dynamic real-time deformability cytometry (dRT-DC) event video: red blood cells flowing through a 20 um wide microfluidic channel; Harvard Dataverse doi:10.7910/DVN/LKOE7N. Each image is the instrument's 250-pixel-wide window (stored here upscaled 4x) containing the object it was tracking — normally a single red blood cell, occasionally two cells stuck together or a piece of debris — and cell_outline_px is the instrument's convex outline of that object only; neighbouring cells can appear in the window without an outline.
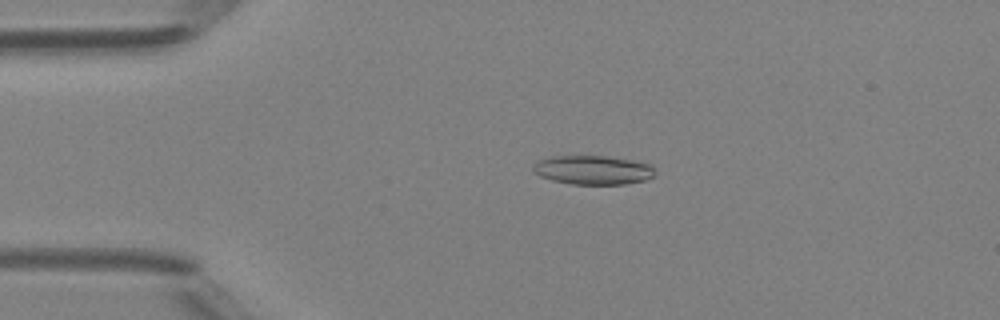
{"species": "Egyptian fruit bat (a non-hibernating species)", "species_latin": "Rousettus aegyptiacus", "temperature_condition": "room temperature", "stored_images_in_passage": 43, "camera_frame_rate_fps": 3000, "um_per_image_px": 0.085, "animal": {"sex": "female"}, "frame": {"image": 1, "passage_image": 11, "time_ms": 3.333, "image_size_px": [1000, 320], "cell_outline_px": [[656, 176], [644, 180], [624, 184], [572, 184], [552, 180], [540, 176], [532, 168], [532, 164], [536, 160], [548, 156], [608, 156], [632, 160], [648, 164], [656, 172]], "centroid_in_image_um": [50.37, 14.44], "position_along_channel_um": 34.6, "area_um2": 20.69}}
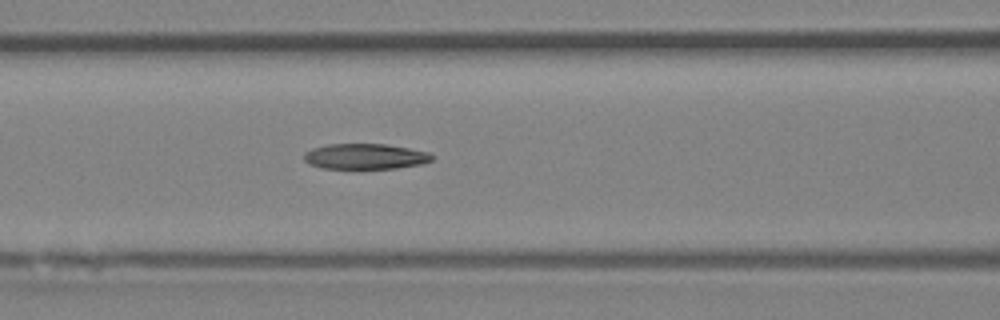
{"frame": {"image": 2, "passage_image": 21, "time_ms": 6.667, "image_size_px": [1000, 320], "cell_outline_px": [[436, 156], [432, 160], [424, 164], [396, 168], [320, 168], [308, 164], [304, 160], [304, 152], [312, 148], [328, 144], [384, 144], [408, 148], [428, 152]], "centroid_in_image_um": [31.05, 13.3], "position_along_channel_um": 135.6, "area_um2": 19.13}}
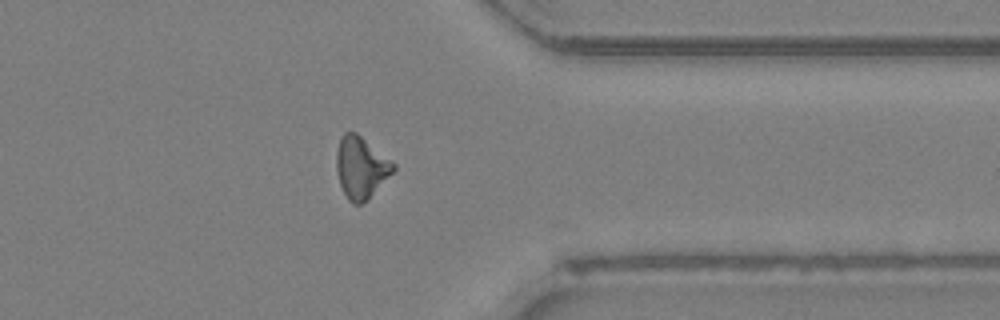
{"frame": {"image": 3, "passage_image": 39, "time_ms": 12.667, "image_size_px": [1000, 320], "cell_outline_px": [[396, 168], [360, 204], [352, 204], [348, 200], [340, 184], [336, 168], [336, 152], [340, 136], [344, 132], [356, 132], [392, 160], [396, 164]], "centroid_in_image_um": [30.65, 14.18], "position_along_channel_um": 380.8, "area_um2": 20.06}, "authors_computed_cell_mechanics": {"area_um2": 20.0566, "velocity_mm_per_s": 4.2311, "shape_relaxation_time_tau1_ms": null, "shape_relaxation_time_tau2_ms": 5.5337, "deformation_change_tau1": null, "deformation_change_tau2": 0.1735}}